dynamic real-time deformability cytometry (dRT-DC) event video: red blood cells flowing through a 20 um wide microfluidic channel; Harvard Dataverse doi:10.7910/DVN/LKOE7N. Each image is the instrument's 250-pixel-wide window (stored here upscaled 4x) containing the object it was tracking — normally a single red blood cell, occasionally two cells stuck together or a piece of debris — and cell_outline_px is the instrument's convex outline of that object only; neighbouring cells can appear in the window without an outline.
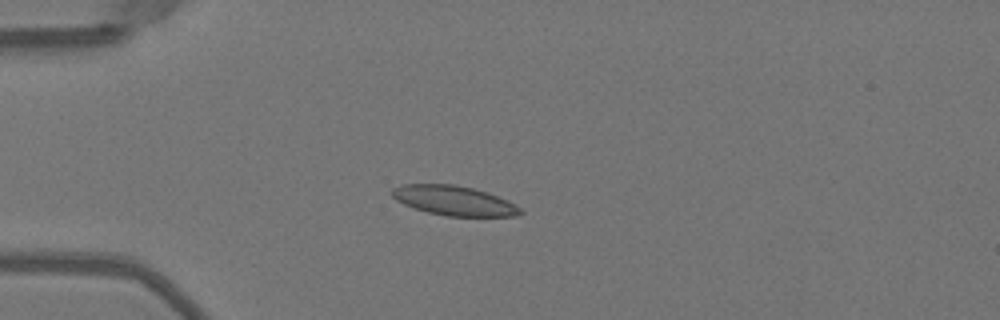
{"species": "Egyptian fruit bat (a non-hibernating species)", "species_latin": "Rousettus aegyptiacus", "temperature_condition": "warm", "stored_images_in_passage": 7, "camera_frame_rate_fps": 3000, "um_per_image_px": 0.085, "animal": {"sex": "female"}, "frame": {"image": 1, "passage_image": 1, "time_ms": 0.0, "image_size_px": [1000, 320], "cell_outline_px": [[524, 212], [516, 216], [444, 216], [428, 212], [404, 204], [396, 200], [388, 192], [392, 188], [400, 184], [456, 184], [472, 188], [508, 200], [516, 204]], "centroid_in_image_um": [38.56, 17.04], "position_along_channel_um": 46.4, "area_um2": 22.2}}
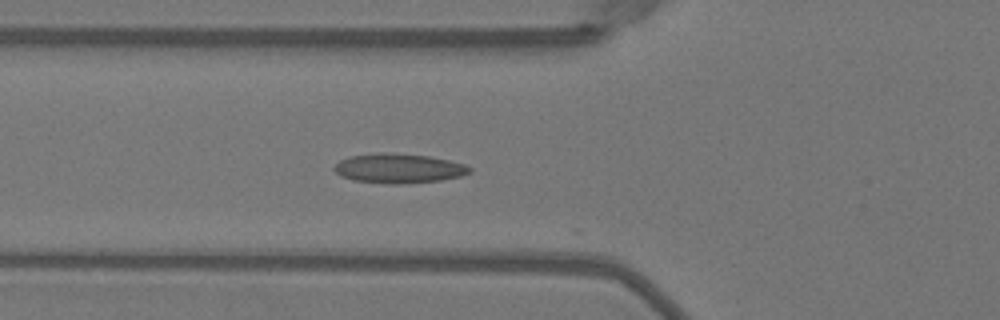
{"frame": {"image": 2, "passage_image": 6, "time_ms": 1.667, "image_size_px": [1000, 320], "cell_outline_px": [[472, 172], [460, 176], [440, 180], [396, 184], [384, 184], [352, 180], [340, 176], [332, 168], [340, 160], [348, 156], [380, 152], [384, 152], [428, 156], [448, 160], [464, 164], [472, 168]], "centroid_in_image_um": [33.85, 14.31], "position_along_channel_um": 92.0, "area_um2": 23.35}}